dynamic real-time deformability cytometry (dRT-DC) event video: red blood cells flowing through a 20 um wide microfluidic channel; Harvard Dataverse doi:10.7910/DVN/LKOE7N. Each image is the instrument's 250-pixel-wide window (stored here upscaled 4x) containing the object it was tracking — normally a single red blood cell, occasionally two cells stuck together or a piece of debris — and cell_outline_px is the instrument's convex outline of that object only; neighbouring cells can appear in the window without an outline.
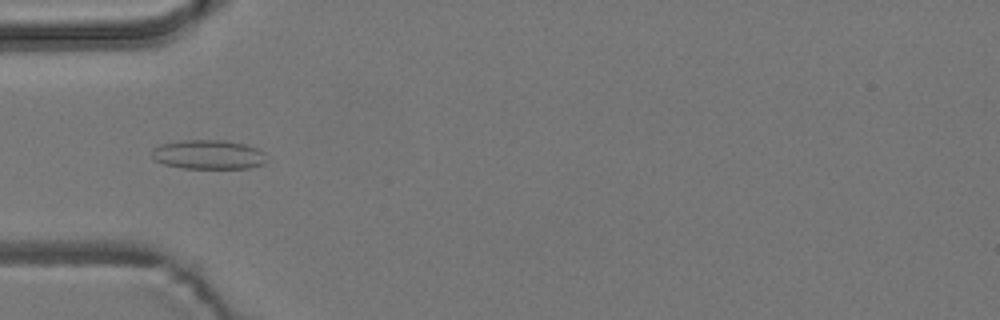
{"species": "common noctule bat (a hibernating species)", "species_latin": "Nyctalus noctula", "temperature_condition": "room temperature", "stored_images_in_passage": 5, "camera_frame_rate_fps": 3000, "um_per_image_px": 0.085, "animal": {"sex": "male", "body_mass_g": 19.2, "forearm_length_mm": 51.8}, "frame": {"image": 1, "passage_image": 3, "time_ms": 0.667, "image_size_px": [1000, 320], "cell_outline_px": [[268, 160], [264, 164], [248, 168], [184, 168], [164, 164], [156, 160], [152, 156], [152, 148], [160, 144], [180, 140], [224, 140], [244, 144], [256, 148], [264, 152]], "centroid_in_image_um": [17.73, 13.13], "position_along_channel_um": 67.3, "area_um2": 19.65}}
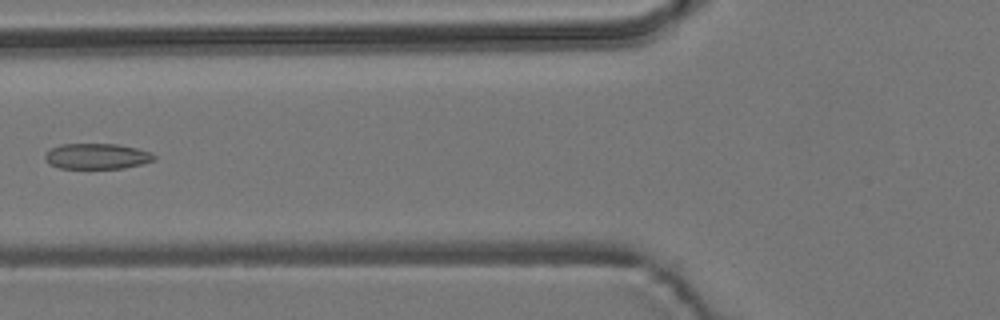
{"frame": {"image": 2, "passage_image": 4, "time_ms": 1.0, "image_size_px": [1000, 320], "cell_outline_px": [[156, 160], [144, 164], [124, 168], [60, 168], [48, 164], [44, 160], [44, 156], [52, 148], [60, 144], [116, 144], [136, 148], [152, 152], [156, 156]], "centroid_in_image_um": [8.27, 13.29], "position_along_channel_um": 117.5, "area_um2": 16.42}}
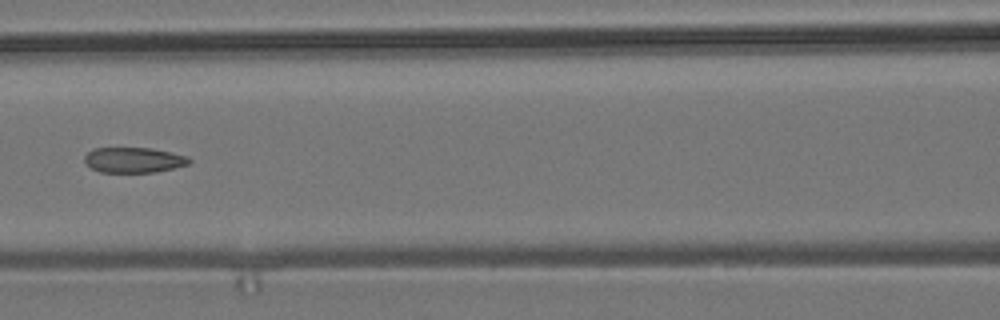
{"frame": {"image": 3, "passage_image": 5, "time_ms": 1.333, "image_size_px": [1000, 320], "cell_outline_px": [[192, 160], [188, 164], [156, 172], [100, 172], [92, 168], [84, 160], [84, 156], [92, 148], [152, 148], [172, 152], [188, 156]], "centroid_in_image_um": [11.38, 13.59], "position_along_channel_um": 155.2, "area_um2": 15.43}}